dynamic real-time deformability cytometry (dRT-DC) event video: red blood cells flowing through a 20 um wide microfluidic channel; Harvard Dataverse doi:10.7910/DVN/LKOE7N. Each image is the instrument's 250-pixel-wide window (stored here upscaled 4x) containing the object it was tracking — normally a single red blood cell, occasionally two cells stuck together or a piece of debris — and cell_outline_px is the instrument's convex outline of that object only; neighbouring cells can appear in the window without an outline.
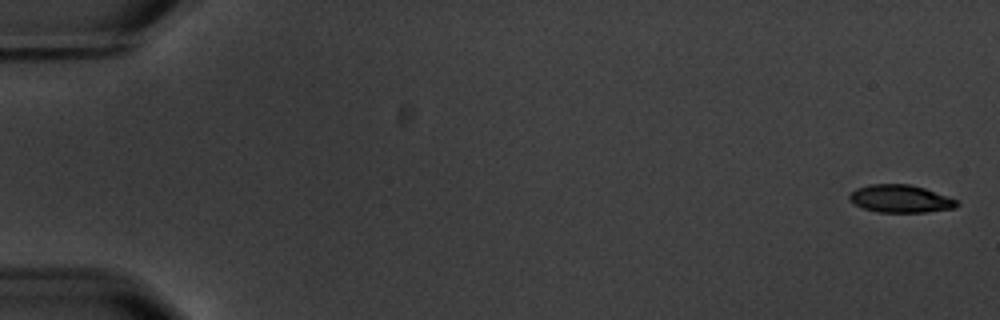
{"species": "common noctule bat (a hibernating species)", "species_latin": "Nyctalus noctula", "temperature_condition": "warm", "stored_images_in_passage": 5, "camera_frame_rate_fps": 3000, "um_per_image_px": 0.085, "animal": {"sex": "male", "body_mass_g": 20.1, "forearm_length_mm": 53.5}, "frame": {"image": 1, "passage_image": 1, "time_ms": 0.0, "image_size_px": [1000, 320], "cell_outline_px": [[960, 204], [956, 208], [924, 212], [876, 212], [864, 208], [848, 200], [848, 196], [856, 188], [868, 184], [908, 184], [924, 188], [960, 200]], "centroid_in_image_um": [76.57, 16.89], "position_along_channel_um": 8.4, "area_um2": 17.46}}
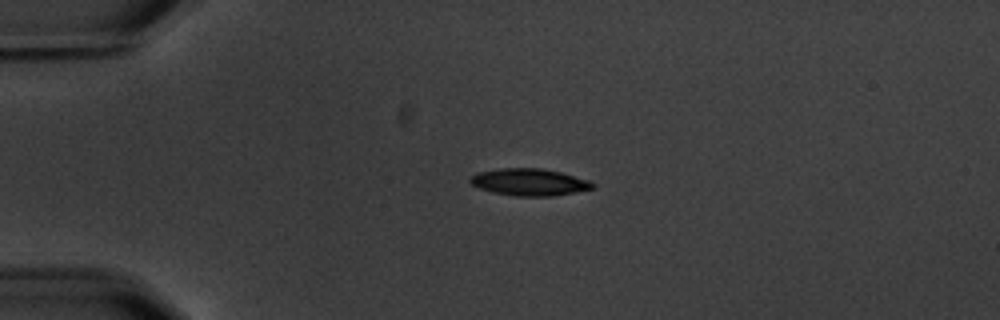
{"frame": {"image": 2, "passage_image": 4, "time_ms": 4.333, "image_size_px": [1000, 320], "cell_outline_px": [[596, 184], [592, 188], [552, 196], [516, 196], [492, 192], [480, 188], [472, 184], [468, 180], [476, 172], [500, 168], [540, 168], [560, 172], [588, 180]], "centroid_in_image_um": [44.95, 15.47], "position_along_channel_um": 40.1, "area_um2": 19.07}}